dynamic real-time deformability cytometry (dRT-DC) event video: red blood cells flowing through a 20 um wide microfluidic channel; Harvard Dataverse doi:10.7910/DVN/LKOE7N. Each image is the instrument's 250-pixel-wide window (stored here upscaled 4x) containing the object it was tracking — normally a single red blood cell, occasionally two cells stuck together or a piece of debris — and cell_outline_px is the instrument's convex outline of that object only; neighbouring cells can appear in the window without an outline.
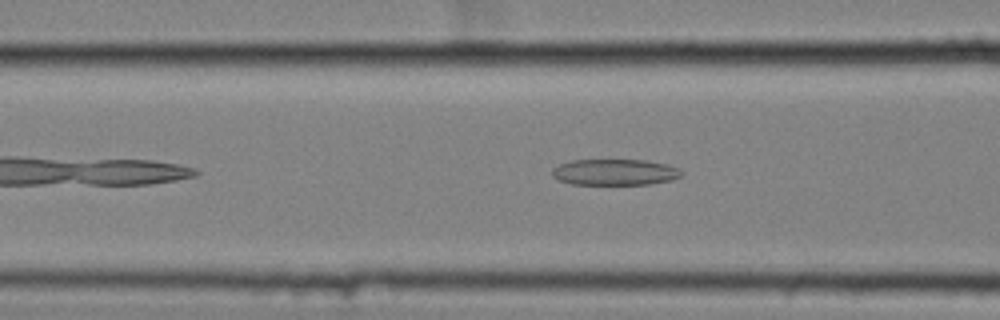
{"species": "common noctule bat (a hibernating species)", "species_latin": "Nyctalus noctula", "temperature_condition": "cold", "stored_images_in_passage": 43, "camera_frame_rate_fps": 3000, "um_per_image_px": 0.085, "animal": {"sex": "female", "body_mass_g": 25.1}, "frame": {"image": 1, "passage_image": 9, "time_ms": 2.667, "image_size_px": [1000, 320], "cell_outline_px": [[684, 172], [680, 176], [672, 180], [648, 184], [572, 184], [560, 180], [552, 176], [552, 168], [560, 164], [572, 160], [644, 160], [664, 164], [680, 168]], "centroid_in_image_um": [52.27, 14.63], "position_along_channel_um": 114.3, "area_um2": 19.59}}
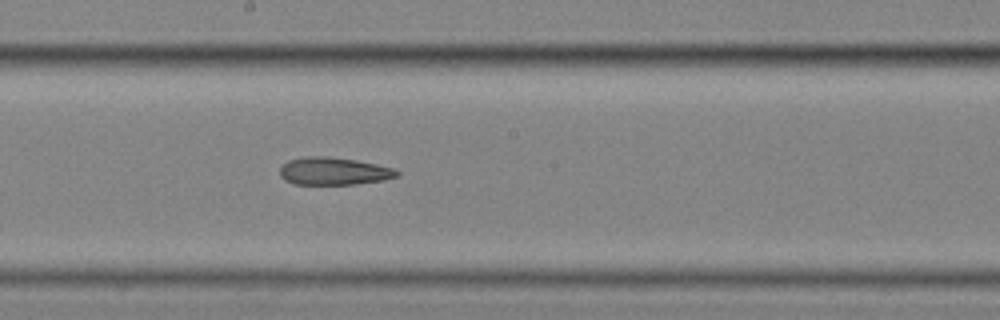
{"frame": {"image": 2, "passage_image": 18, "time_ms": 5.667, "image_size_px": [1000, 320], "cell_outline_px": [[400, 172], [396, 176], [384, 180], [356, 184], [296, 184], [284, 180], [280, 176], [280, 168], [288, 160], [304, 156], [328, 156], [356, 160], [396, 168]], "centroid_in_image_um": [28.37, 14.54], "position_along_channel_um": 219.8, "area_um2": 18.9}}
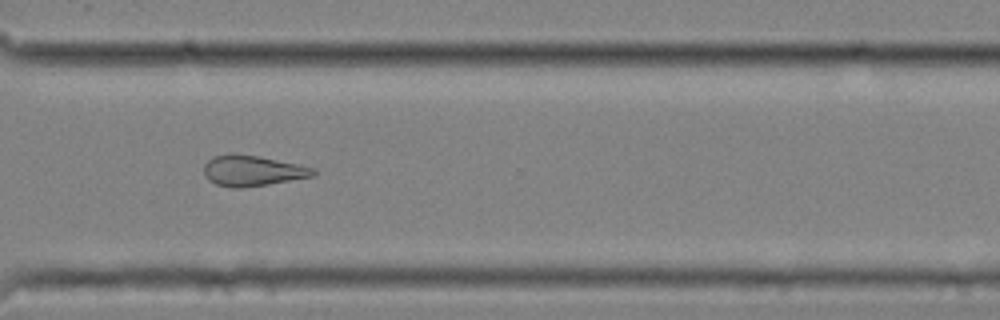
{"frame": {"image": 3, "passage_image": 29, "time_ms": 9.333, "image_size_px": [1000, 320], "cell_outline_px": [[316, 172], [312, 176], [268, 184], [240, 188], [232, 188], [216, 184], [208, 180], [204, 172], [204, 164], [208, 160], [216, 156], [260, 156], [296, 164], [312, 168]], "centroid_in_image_um": [21.44, 14.55], "position_along_channel_um": 349.2, "area_um2": 18.73}}